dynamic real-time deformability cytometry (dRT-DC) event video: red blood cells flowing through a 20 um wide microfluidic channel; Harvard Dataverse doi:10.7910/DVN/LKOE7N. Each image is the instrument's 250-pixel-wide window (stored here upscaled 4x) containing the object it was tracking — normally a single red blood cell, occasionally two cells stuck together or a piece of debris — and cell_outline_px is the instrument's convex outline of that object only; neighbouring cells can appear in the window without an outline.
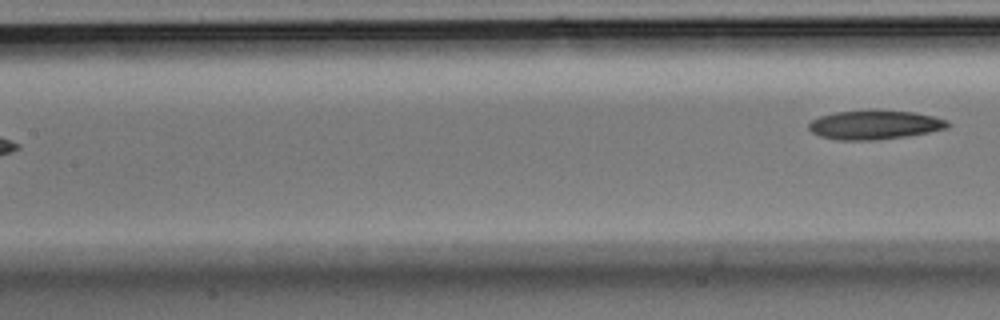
{"species": "Egyptian fruit bat (a non-hibernating species)", "species_latin": "Rousettus aegyptiacus", "temperature_condition": "room temperature", "stored_images_in_passage": 5, "segment_of_instrument_passage": [2, 2], "camera_frame_rate_fps": 3000, "um_per_image_px": 0.085, "animal": {"sex": "male"}, "frame": {"image": 1, "passage_image": 5, "time_ms": 1.333, "image_size_px": [1000, 320], "cell_outline_px": [[948, 128], [928, 132], [904, 136], [876, 140], [836, 140], [820, 136], [812, 132], [808, 128], [808, 124], [812, 120], [820, 116], [836, 112], [868, 108], [876, 108], [916, 112], [948, 120]], "centroid_in_image_um": [74.32, 10.57], "position_along_channel_um": 133.1, "area_um2": 24.04}}